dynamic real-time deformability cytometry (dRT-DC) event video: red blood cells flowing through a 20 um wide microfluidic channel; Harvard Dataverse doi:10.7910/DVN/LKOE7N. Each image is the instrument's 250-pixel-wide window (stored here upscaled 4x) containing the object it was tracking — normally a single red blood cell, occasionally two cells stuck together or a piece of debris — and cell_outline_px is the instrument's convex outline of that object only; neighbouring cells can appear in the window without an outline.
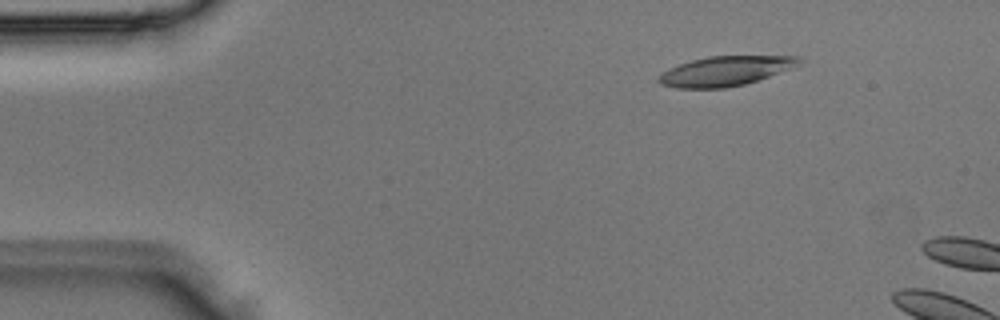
{"species": "Egyptian fruit bat (a non-hibernating species)", "species_latin": "Rousettus aegyptiacus", "temperature_condition": "room temperature", "stored_images_in_passage": 3, "camera_frame_rate_fps": 3000, "um_per_image_px": 0.085, "animal": {"sex": "male"}, "frame": {"image": 1, "passage_image": 2, "time_ms": 0.333, "image_size_px": [1000, 320], "cell_outline_px": [[800, 64], [768, 76], [744, 84], [724, 88], [676, 88], [660, 84], [656, 80], [668, 68], [692, 60], [708, 56], [800, 56]], "centroid_in_image_um": [61.6, 6.04], "position_along_channel_um": 23.4, "area_um2": 23.87}}